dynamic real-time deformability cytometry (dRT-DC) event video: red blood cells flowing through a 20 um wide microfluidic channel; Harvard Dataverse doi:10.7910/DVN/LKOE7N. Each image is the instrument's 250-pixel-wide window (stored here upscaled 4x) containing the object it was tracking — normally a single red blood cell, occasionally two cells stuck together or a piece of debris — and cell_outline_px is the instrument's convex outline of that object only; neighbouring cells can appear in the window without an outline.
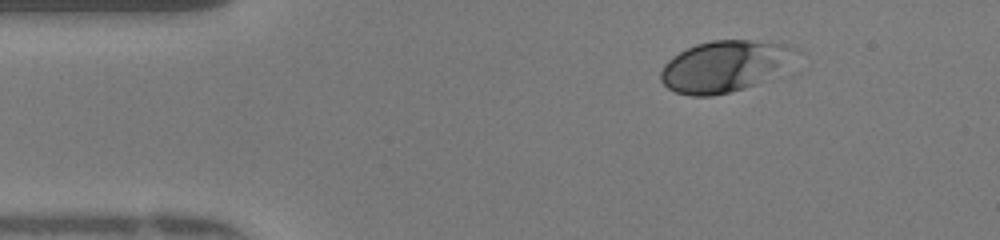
{"species": "human", "species_latin": "Homo sapiens", "temperature_condition": "warm", "stored_images_in_passage": 48, "camera_frame_rate_fps": 3000, "um_per_image_px": 0.085, "donor": {"sex": "female"}, "frame": {"image": 1, "passage_image": 7, "time_ms": 2.0, "image_size_px": [1000, 240], "cell_outline_px": [[788, 48], [776, 64], [752, 84], [728, 92], [708, 96], [692, 96], [676, 92], [668, 88], [660, 80], [660, 72], [664, 64], [672, 56], [696, 44], [712, 40], [748, 40], [784, 44]], "centroid_in_image_um": [61.18, 5.63], "position_along_channel_um": 23.8, "area_um2": 36.93}}
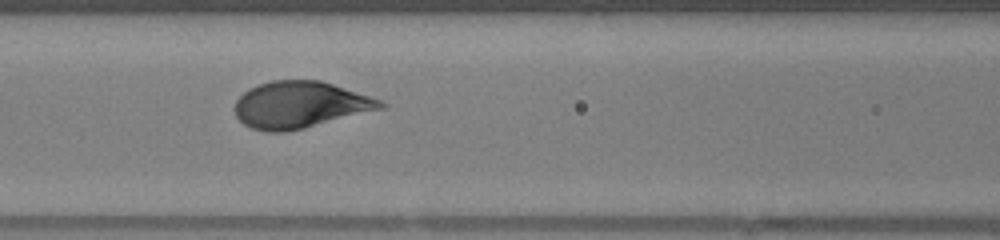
{"frame": {"image": 2, "passage_image": 20, "time_ms": 6.333, "image_size_px": [1000, 240], "cell_outline_px": [[388, 104], [384, 108], [304, 128], [284, 132], [268, 132], [252, 128], [244, 124], [236, 116], [236, 100], [248, 88], [272, 80], [320, 80], [380, 100]], "centroid_in_image_um": [25.49, 8.91], "position_along_channel_um": 141.1, "area_um2": 39.19}}
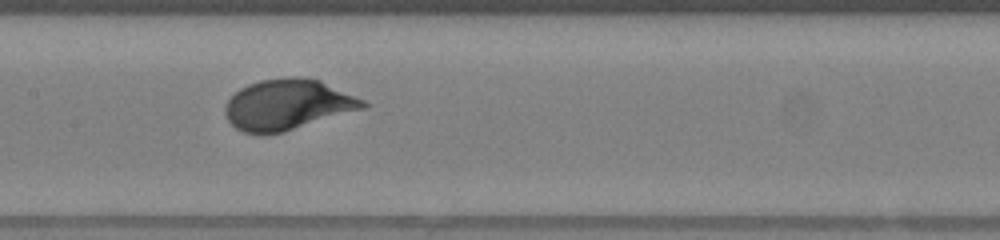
{"frame": {"image": 3, "passage_image": 23, "time_ms": 7.333, "image_size_px": [1000, 240], "cell_outline_px": [[368, 104], [364, 108], [284, 132], [260, 136], [244, 132], [236, 128], [228, 120], [224, 108], [228, 100], [240, 88], [248, 84], [260, 80], [284, 76], [300, 76], [320, 80], [364, 100]], "centroid_in_image_um": [24.42, 8.89], "position_along_channel_um": 183.0, "area_um2": 40.75}, "authors_computed_cell_mechanics": {"area_um2": 38.6682, "velocity_mm_per_s": 4.1908, "shape_relaxation_time_tau1_ms": 2.4593, "shape_relaxation_time_tau2_ms": null, "deformation_change_tau1": 0.1703, "deformation_change_tau2": null}}